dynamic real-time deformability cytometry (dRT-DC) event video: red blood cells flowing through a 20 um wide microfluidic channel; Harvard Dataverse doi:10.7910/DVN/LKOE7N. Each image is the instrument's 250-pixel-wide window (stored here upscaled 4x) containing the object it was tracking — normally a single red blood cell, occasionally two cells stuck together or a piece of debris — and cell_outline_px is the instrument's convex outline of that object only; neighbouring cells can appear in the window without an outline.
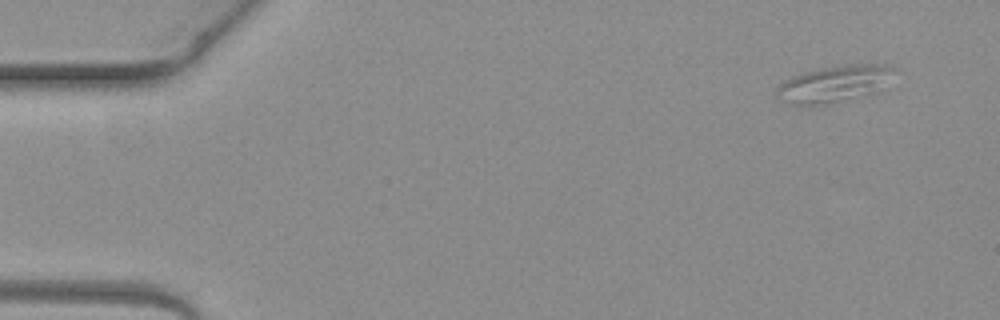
{"species": "common noctule bat (a hibernating species)", "species_latin": "Nyctalus noctula", "temperature_condition": "warm", "stored_images_in_passage": 3, "camera_frame_rate_fps": 3000, "um_per_image_px": 0.085, "animal": {"sex": "female", "body_mass_g": 19.3, "forearm_length_mm": 54.1}, "frame": {"image": 1, "passage_image": 1, "time_ms": 0.0, "image_size_px": [1000, 320], "cell_outline_px": [[892, 68], [888, 88], [884, 92], [872, 96], [828, 104], [792, 104], [776, 100], [776, 88], [780, 84], [792, 76], [808, 72], [848, 64], [872, 64]], "centroid_in_image_um": [70.97, 7.19], "position_along_channel_um": 14.0, "area_um2": 25.37}}